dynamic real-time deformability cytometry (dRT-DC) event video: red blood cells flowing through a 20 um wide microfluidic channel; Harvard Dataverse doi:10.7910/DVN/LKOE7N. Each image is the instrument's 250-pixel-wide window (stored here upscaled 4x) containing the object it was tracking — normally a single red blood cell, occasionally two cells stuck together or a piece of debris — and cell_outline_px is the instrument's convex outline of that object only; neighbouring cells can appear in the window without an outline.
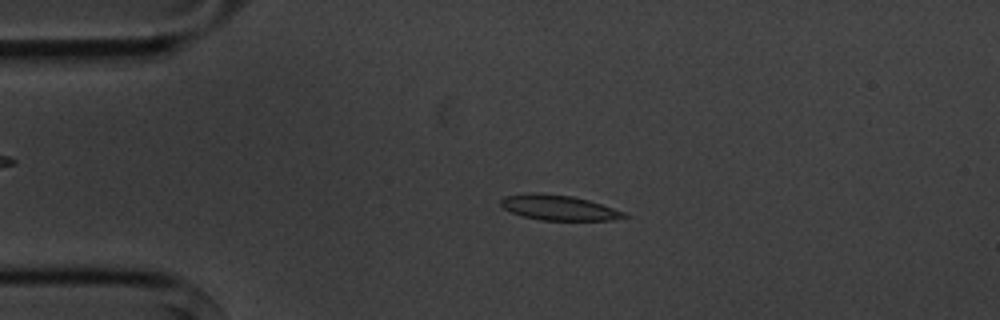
{"species": "common noctule bat (a hibernating species)", "species_latin": "Nyctalus noctula", "temperature_condition": "cold", "stored_images_in_passage": 3, "camera_frame_rate_fps": 3000, "um_per_image_px": 0.085, "animal": {"sex": "male", "body_mass_g": 20.1, "forearm_length_mm": 53.5}, "frame": {"image": 1, "passage_image": 2, "time_ms": 1.333, "image_size_px": [1000, 320], "cell_outline_px": [[628, 216], [612, 220], [540, 220], [524, 216], [512, 212], [504, 208], [500, 204], [500, 200], [504, 196], [528, 192], [540, 192], [572, 196], [588, 200], [624, 212]], "centroid_in_image_um": [47.43, 17.63], "position_along_channel_um": 37.6, "area_um2": 17.98}}